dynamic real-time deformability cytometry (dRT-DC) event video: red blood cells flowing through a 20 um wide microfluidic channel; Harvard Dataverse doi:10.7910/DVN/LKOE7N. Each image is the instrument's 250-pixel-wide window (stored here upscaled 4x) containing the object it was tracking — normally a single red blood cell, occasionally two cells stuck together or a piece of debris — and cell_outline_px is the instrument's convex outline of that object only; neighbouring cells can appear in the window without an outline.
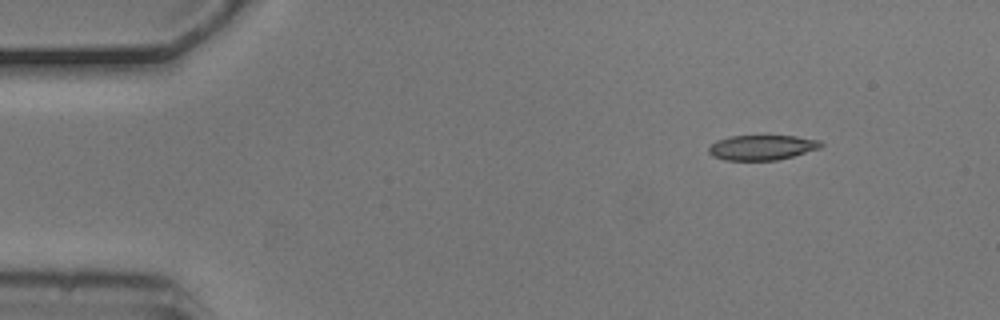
{"species": "common noctule bat (a hibernating species)", "species_latin": "Nyctalus noctula", "temperature_condition": "cold", "stored_images_in_passage": 4, "camera_frame_rate_fps": 3000, "um_per_image_px": 0.085, "animal": {"sex": "male", "body_mass_g": 20.5, "forearm_length_mm": 52.5}, "frame": {"image": 1, "passage_image": 1, "time_ms": 0.0, "image_size_px": [1000, 320], "cell_outline_px": [[824, 144], [820, 148], [792, 156], [776, 160], [724, 160], [712, 156], [708, 152], [708, 148], [716, 140], [732, 136], [796, 136], [820, 140]], "centroid_in_image_um": [64.76, 12.53], "position_along_channel_um": 20.2, "area_um2": 16.3}}